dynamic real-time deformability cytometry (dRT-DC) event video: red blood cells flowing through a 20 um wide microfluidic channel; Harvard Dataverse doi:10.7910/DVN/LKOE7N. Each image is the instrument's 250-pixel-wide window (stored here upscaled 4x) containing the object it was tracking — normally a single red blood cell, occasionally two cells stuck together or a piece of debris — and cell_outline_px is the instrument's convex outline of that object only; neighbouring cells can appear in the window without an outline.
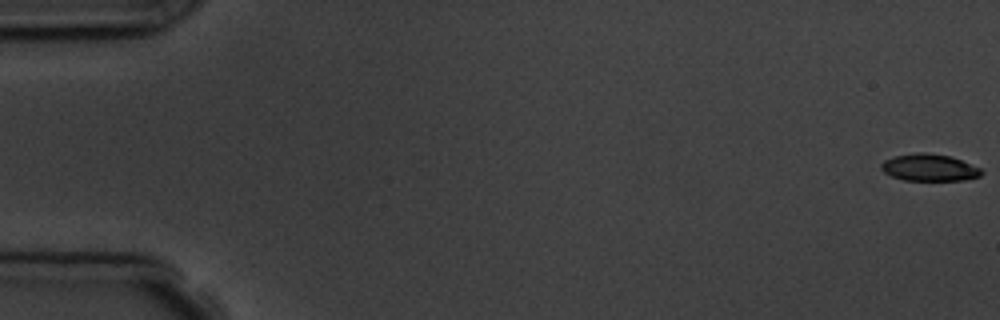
{"species": "common noctule bat (a hibernating species)", "species_latin": "Nyctalus noctula", "temperature_condition": "room temperature", "stored_images_in_passage": 6, "camera_frame_rate_fps": 3000, "um_per_image_px": 0.085, "animal": {"sex": "male", "body_mass_g": 19.5, "forearm_length_mm": 54.6}, "frame": {"image": 1, "passage_image": 1, "time_ms": 0.0, "image_size_px": [1000, 320], "cell_outline_px": [[984, 172], [980, 176], [964, 180], [904, 180], [892, 176], [884, 172], [880, 168], [880, 164], [884, 160], [892, 156], [916, 152], [928, 152], [952, 156], [980, 168]], "centroid_in_image_um": [78.97, 14.22], "position_along_channel_um": 6.0, "area_um2": 15.95}}
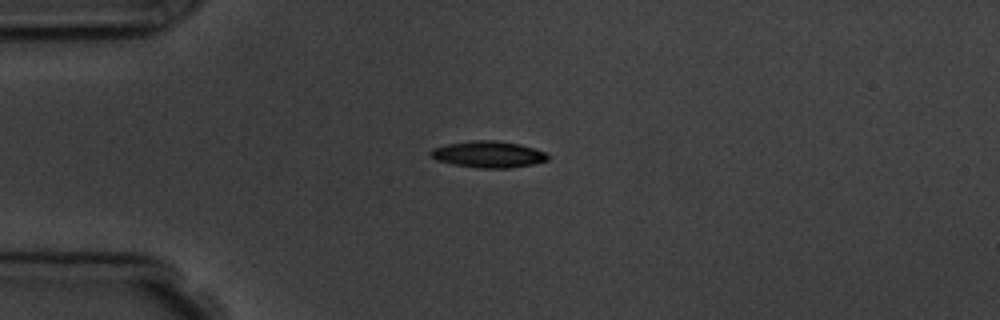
{"frame": {"image": 2, "passage_image": 5, "time_ms": 4.667, "image_size_px": [1000, 320], "cell_outline_px": [[548, 160], [532, 164], [512, 168], [480, 168], [452, 164], [436, 160], [428, 152], [432, 148], [448, 144], [472, 140], [496, 140], [520, 144], [544, 152], [548, 156]], "centroid_in_image_um": [41.48, 13.12], "position_along_channel_um": 43.5, "area_um2": 18.03}}